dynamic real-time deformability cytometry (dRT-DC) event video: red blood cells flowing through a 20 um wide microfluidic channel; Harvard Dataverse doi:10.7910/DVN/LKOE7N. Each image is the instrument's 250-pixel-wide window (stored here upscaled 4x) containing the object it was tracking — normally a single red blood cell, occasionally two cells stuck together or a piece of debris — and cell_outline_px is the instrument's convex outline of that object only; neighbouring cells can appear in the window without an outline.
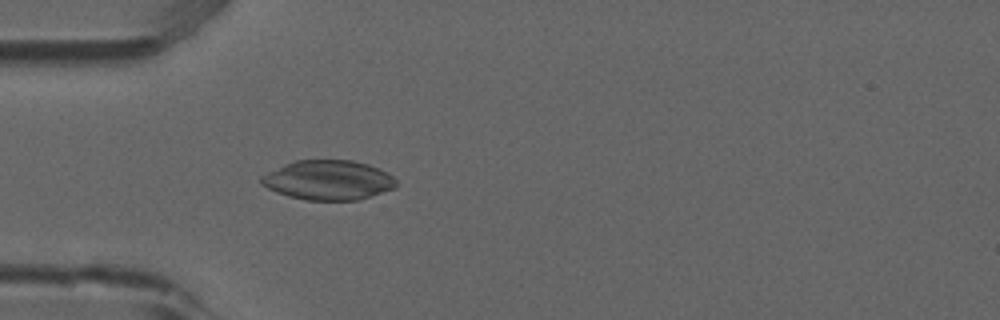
{"species": "common noctule bat (a hibernating species)", "species_latin": "Nyctalus noctula", "temperature_condition": "room temperature", "stored_images_in_passage": 3, "camera_frame_rate_fps": 3000, "um_per_image_px": 0.085, "animal": {"sex": "male", "forearm_length_mm": 52.5}, "frame": {"image": 1, "passage_image": 3, "time_ms": 0.667, "image_size_px": [1000, 320], "cell_outline_px": [[396, 188], [356, 200], [304, 200], [288, 196], [276, 192], [260, 184], [260, 176], [284, 164], [296, 160], [352, 160], [368, 164], [380, 168], [388, 172], [396, 180]], "centroid_in_image_um": [27.9, 15.3], "position_along_channel_um": 57.1, "area_um2": 31.27}}